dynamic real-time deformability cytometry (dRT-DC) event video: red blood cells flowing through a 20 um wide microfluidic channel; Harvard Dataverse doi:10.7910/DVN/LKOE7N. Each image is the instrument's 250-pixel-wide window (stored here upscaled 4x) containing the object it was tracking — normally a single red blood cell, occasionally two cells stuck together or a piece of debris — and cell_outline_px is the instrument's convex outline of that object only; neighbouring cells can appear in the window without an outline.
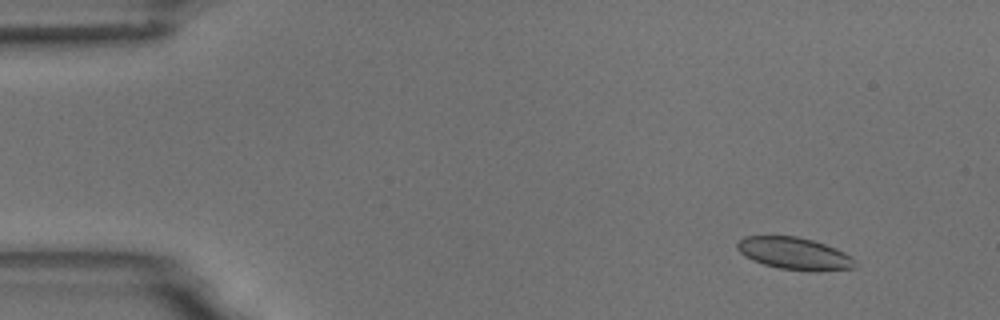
{"species": "common noctule bat (a hibernating species)", "species_latin": "Nyctalus noctula", "temperature_condition": "room temperature", "stored_images_in_passage": 4, "camera_frame_rate_fps": 3000, "um_per_image_px": 0.085, "animal": {"sex": "male", "body_mass_g": 18.8}, "frame": {"image": 1, "passage_image": 1, "time_ms": 0.0, "image_size_px": [1000, 320], "cell_outline_px": [[856, 268], [812, 272], [808, 272], [780, 268], [764, 264], [752, 260], [744, 256], [736, 248], [736, 244], [744, 236], [796, 236], [812, 240], [836, 248], [852, 256], [856, 260]], "centroid_in_image_um": [67.55, 21.56], "position_along_channel_um": 17.5, "area_um2": 22.31}}
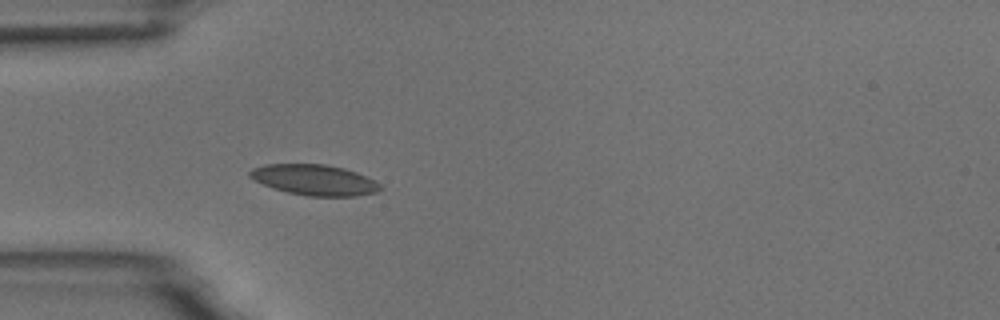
{"frame": {"image": 2, "passage_image": 4, "time_ms": 3.667, "image_size_px": [1000, 320], "cell_outline_px": [[384, 188], [376, 192], [356, 196], [308, 196], [288, 192], [272, 188], [248, 176], [248, 172], [252, 168], [264, 164], [328, 164], [344, 168], [368, 176], [376, 180]], "centroid_in_image_um": [26.76, 15.28], "position_along_channel_um": 58.2, "area_um2": 23.47}}